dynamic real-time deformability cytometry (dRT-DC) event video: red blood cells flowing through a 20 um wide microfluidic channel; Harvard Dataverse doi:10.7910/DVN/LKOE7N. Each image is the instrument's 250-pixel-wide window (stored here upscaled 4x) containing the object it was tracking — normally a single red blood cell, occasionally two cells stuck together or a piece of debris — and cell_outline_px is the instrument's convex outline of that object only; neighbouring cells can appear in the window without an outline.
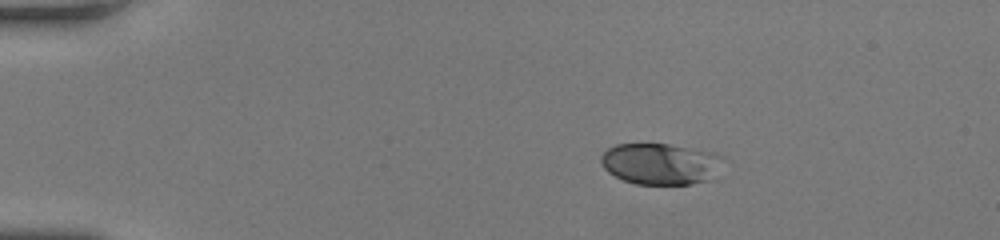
{"species": "human", "species_latin": "Homo sapiens", "temperature_condition": "room temperature", "stored_images_in_passage": 45, "camera_frame_rate_fps": 3000, "um_per_image_px": 0.085, "donor": {"sex": "female"}, "frame": {"image": 1, "passage_image": 1, "time_ms": 0.0, "image_size_px": [1000, 240], "cell_outline_px": [[732, 160], [708, 180], [692, 184], [636, 184], [624, 180], [608, 172], [604, 168], [600, 160], [600, 156], [608, 148], [616, 144], [668, 144], [716, 152]], "centroid_in_image_um": [56.26, 13.91], "position_along_channel_um": 28.7, "area_um2": 30.06}}
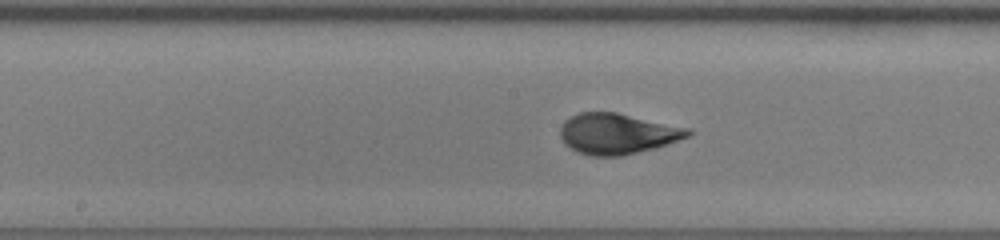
{"frame": {"image": 2, "passage_image": 20, "time_ms": 6.333, "image_size_px": [1000, 240], "cell_outline_px": [[692, 136], [656, 148], [620, 156], [592, 156], [580, 152], [564, 144], [560, 136], [560, 128], [564, 120], [580, 112], [616, 112], [692, 128]], "centroid_in_image_um": [52.53, 11.36], "position_along_channel_um": 195.7, "area_um2": 30.52}}
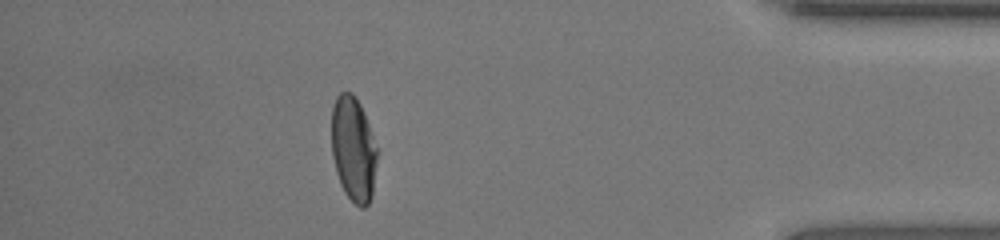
{"frame": {"image": 3, "passage_image": 39, "time_ms": 12.667, "image_size_px": [1000, 240], "cell_outline_px": [[376, 160], [372, 196], [368, 204], [364, 208], [360, 208], [344, 192], [340, 184], [336, 172], [332, 156], [332, 108], [336, 96], [340, 92], [352, 92], [360, 104], [368, 124], [376, 148]], "centroid_in_image_um": [30.01, 12.68], "position_along_channel_um": 405.2, "area_um2": 27.57}, "authors_computed_cell_mechanics": {"area_um2": 29.3624, "velocity_mm_per_s": 3.924, "shape_relaxation_time_tau1_ms": 4.8648, "shape_relaxation_time_tau2_ms": null, "deformation_change_tau1": 0.2085, "deformation_change_tau2": null}}